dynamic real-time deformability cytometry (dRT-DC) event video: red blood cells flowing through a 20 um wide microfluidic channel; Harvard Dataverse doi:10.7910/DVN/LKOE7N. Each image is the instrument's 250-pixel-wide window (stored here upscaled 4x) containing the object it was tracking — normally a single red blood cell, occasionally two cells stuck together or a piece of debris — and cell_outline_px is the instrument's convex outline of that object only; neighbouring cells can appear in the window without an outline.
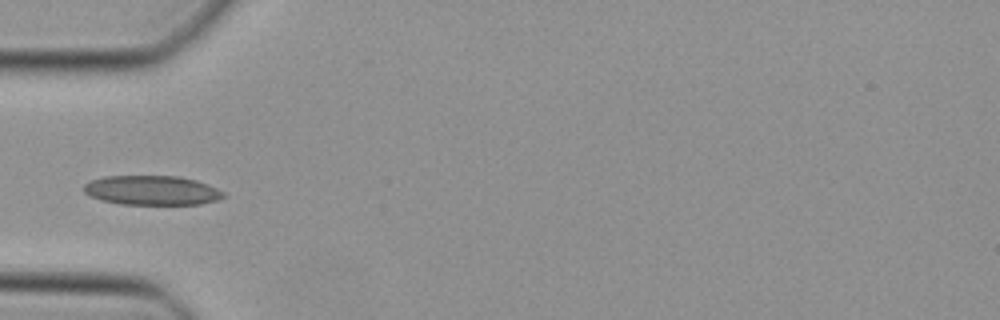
{"species": "Egyptian fruit bat (a non-hibernating species)", "species_latin": "Rousettus aegyptiacus", "temperature_condition": "cold", "stored_images_in_passage": 33, "camera_frame_rate_fps": 3000, "um_per_image_px": 0.085, "animal": {"sex": "female"}, "frame": {"image": 1, "passage_image": 1, "time_ms": 0.0, "image_size_px": [1000, 320], "cell_outline_px": [[224, 196], [216, 200], [200, 204], [120, 204], [100, 200], [84, 192], [84, 184], [92, 180], [104, 176], [180, 176], [196, 180], [216, 188], [224, 192]], "centroid_in_image_um": [12.89, 16.17], "position_along_channel_um": 72.1, "area_um2": 23.81}}
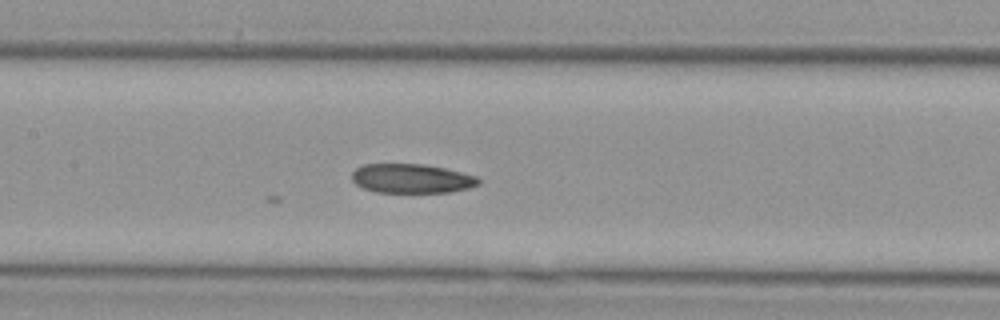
{"frame": {"image": 2, "passage_image": 8, "time_ms": 2.333, "image_size_px": [1000, 320], "cell_outline_px": [[480, 184], [468, 188], [448, 192], [376, 192], [364, 188], [356, 184], [352, 180], [352, 172], [356, 168], [364, 164], [424, 164], [444, 168], [476, 176], [480, 180]], "centroid_in_image_um": [34.97, 15.17], "position_along_channel_um": 172.4, "area_um2": 21.44}}
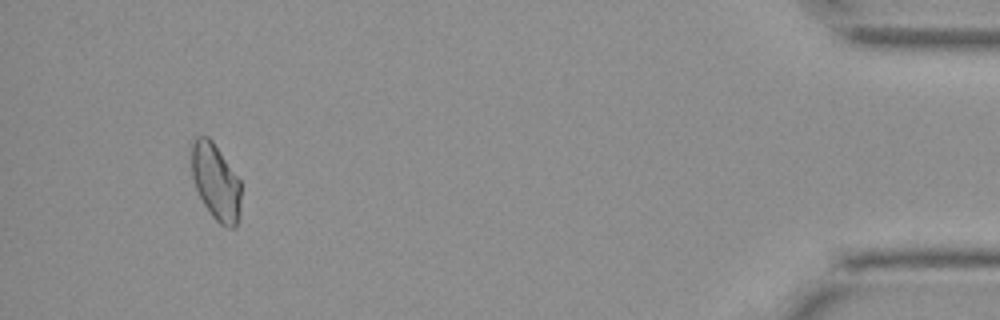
{"frame": {"image": 3, "passage_image": 30, "time_ms": 9.667, "image_size_px": [1000, 320], "cell_outline_px": [[240, 216], [236, 224], [232, 228], [228, 228], [220, 224], [212, 216], [204, 204], [196, 188], [192, 176], [192, 144], [196, 136], [208, 136], [212, 140], [240, 180]], "centroid_in_image_um": [18.35, 15.47], "position_along_channel_um": 416.9, "area_um2": 21.79}}